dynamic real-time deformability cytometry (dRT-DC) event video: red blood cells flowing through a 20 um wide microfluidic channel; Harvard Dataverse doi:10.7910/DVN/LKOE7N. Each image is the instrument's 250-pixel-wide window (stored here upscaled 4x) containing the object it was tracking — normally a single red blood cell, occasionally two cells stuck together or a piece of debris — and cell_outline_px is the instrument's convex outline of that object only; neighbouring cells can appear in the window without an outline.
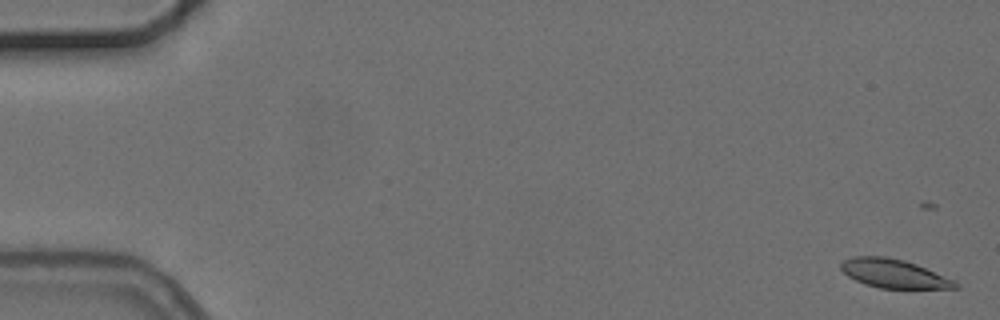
{"species": "common noctule bat (a hibernating species)", "species_latin": "Nyctalus noctula", "temperature_condition": "cold", "stored_images_in_passage": 11, "camera_frame_rate_fps": 3000, "um_per_image_px": 0.085, "animal": {"sex": "female", "body_mass_g": 24.6, "forearm_length_mm": 56.2}, "frame": {"image": 1, "passage_image": 1, "time_ms": 0.0, "image_size_px": [1000, 320], "cell_outline_px": [[960, 288], [880, 288], [864, 284], [848, 276], [840, 268], [840, 264], [844, 260], [852, 256], [884, 256], [904, 260], [916, 264], [956, 280], [960, 284]], "centroid_in_image_um": [76.0, 23.25], "position_along_channel_um": 9.0, "area_um2": 19.19}}
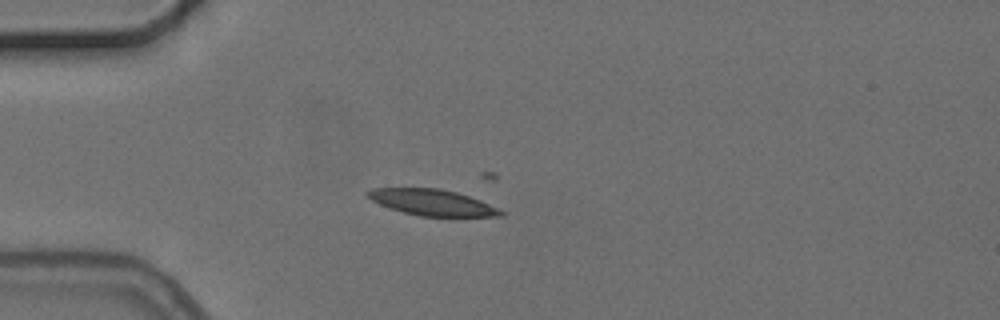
{"frame": {"image": 2, "passage_image": 4, "time_ms": 4.667, "image_size_px": [1000, 320], "cell_outline_px": [[504, 216], [420, 216], [404, 212], [380, 204], [372, 200], [364, 192], [372, 188], [440, 188], [456, 192], [480, 200], [504, 212]], "centroid_in_image_um": [36.72, 17.2], "position_along_channel_um": 48.3, "area_um2": 19.88}}
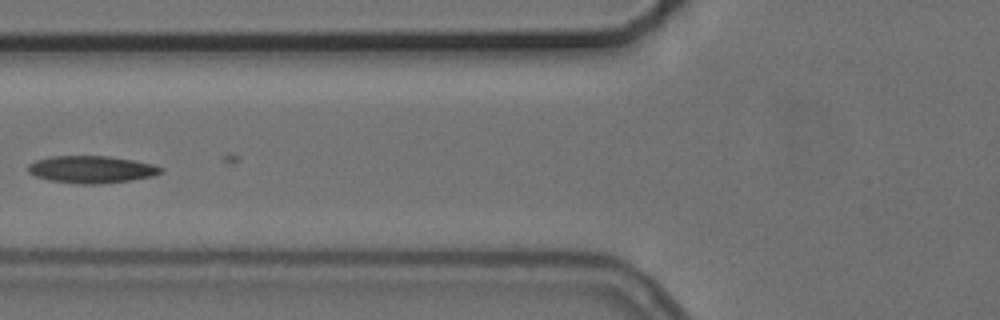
{"frame": {"image": 3, "passage_image": 6, "time_ms": 7.0, "image_size_px": [1000, 320], "cell_outline_px": [[164, 172], [152, 176], [132, 180], [100, 184], [76, 184], [48, 180], [36, 176], [28, 172], [28, 164], [36, 160], [52, 156], [108, 156], [132, 160], [152, 164], [164, 168]], "centroid_in_image_um": [7.78, 14.41], "position_along_channel_um": 118.0, "area_um2": 21.15}}